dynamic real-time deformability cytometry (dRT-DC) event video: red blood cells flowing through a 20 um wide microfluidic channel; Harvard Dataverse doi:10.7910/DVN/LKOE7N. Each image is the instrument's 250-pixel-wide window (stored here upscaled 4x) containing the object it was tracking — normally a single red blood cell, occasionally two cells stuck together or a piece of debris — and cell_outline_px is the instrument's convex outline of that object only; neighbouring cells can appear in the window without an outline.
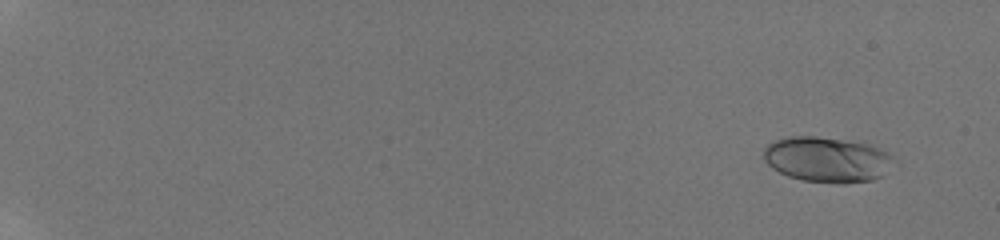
{"species": "human", "species_latin": "Homo sapiens", "temperature_condition": "room temperature", "stored_images_in_passage": 21, "camera_frame_rate_fps": 3000, "um_per_image_px": 0.085, "donor": {"sex": "male"}, "frame": {"image": 1, "passage_image": 3, "time_ms": 1.0, "image_size_px": [1000, 240], "cell_outline_px": [[900, 168], [884, 176], [872, 180], [844, 184], [836, 184], [800, 180], [788, 176], [772, 168], [764, 160], [764, 148], [768, 144], [776, 140], [788, 136], [816, 136], [864, 144], [888, 152], [896, 156], [900, 164]], "centroid_in_image_um": [70.43, 13.6], "position_along_channel_um": 14.6, "area_um2": 35.26}}
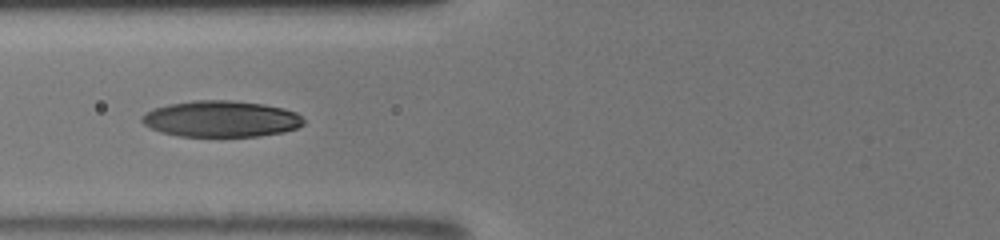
{"frame": {"image": 2, "passage_image": 16, "time_ms": 8.333, "image_size_px": [1000, 240], "cell_outline_px": [[304, 124], [296, 128], [284, 132], [260, 136], [220, 140], [180, 136], [160, 132], [144, 124], [140, 120], [140, 116], [144, 112], [152, 108], [168, 104], [192, 100], [232, 100], [264, 104], [284, 108], [296, 112], [304, 120]], "centroid_in_image_um": [18.76, 10.15], "position_along_channel_um": 107.0, "area_um2": 35.6}}
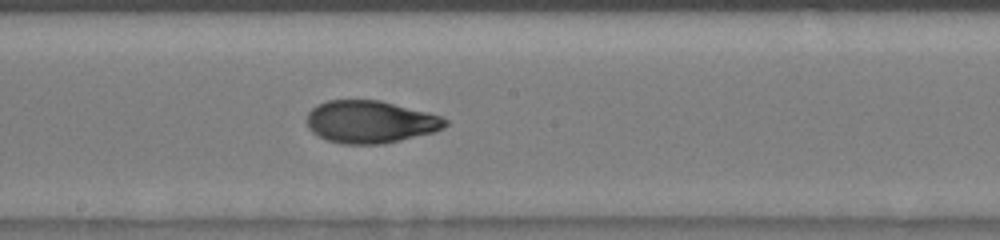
{"frame": {"image": 3, "passage_image": 21, "time_ms": 11.0, "image_size_px": [1000, 240], "cell_outline_px": [[448, 124], [444, 128], [436, 132], [384, 144], [344, 144], [324, 140], [312, 132], [308, 128], [308, 112], [316, 104], [328, 100], [380, 100], [428, 112], [440, 116], [448, 120]], "centroid_in_image_um": [31.49, 10.36], "position_along_channel_um": 216.7, "area_um2": 34.56}}